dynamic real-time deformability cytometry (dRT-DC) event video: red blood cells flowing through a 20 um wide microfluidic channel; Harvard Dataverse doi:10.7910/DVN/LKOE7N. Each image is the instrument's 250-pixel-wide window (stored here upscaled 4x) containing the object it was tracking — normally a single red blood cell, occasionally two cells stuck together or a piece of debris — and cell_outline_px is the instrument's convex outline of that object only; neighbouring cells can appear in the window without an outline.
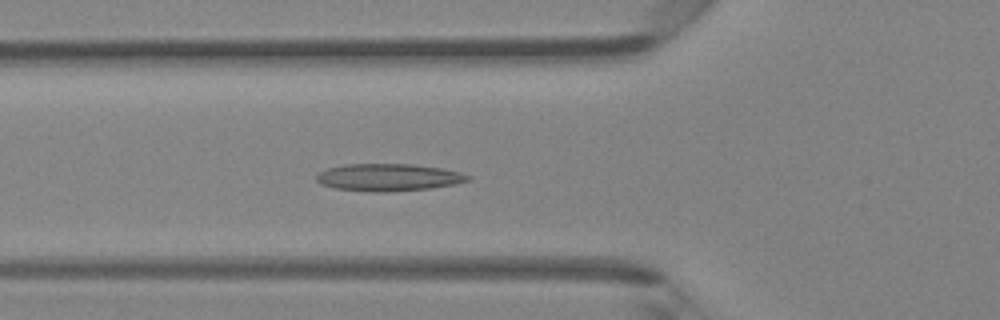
{"species": "Egyptian fruit bat (a non-hibernating species)", "species_latin": "Rousettus aegyptiacus", "temperature_condition": "room temperature", "stored_images_in_passage": 48, "camera_frame_rate_fps": 3000, "um_per_image_px": 0.085, "animal": {"sex": "female"}, "frame": {"image": 1, "passage_image": 17, "time_ms": 5.333, "image_size_px": [1000, 320], "cell_outline_px": [[472, 176], [468, 180], [456, 184], [428, 188], [384, 192], [372, 192], [336, 188], [320, 184], [316, 180], [316, 176], [320, 172], [328, 168], [344, 164], [412, 164], [440, 168], [460, 172]], "centroid_in_image_um": [33.0, 15.07], "position_along_channel_um": 92.8, "area_um2": 23.93}}
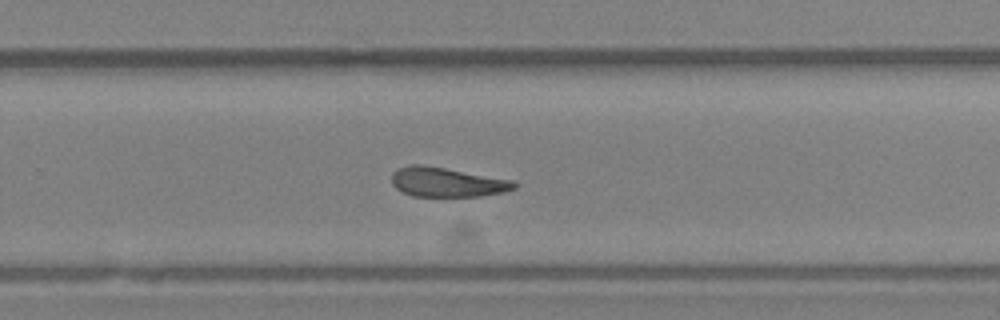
{"frame": {"image": 2, "passage_image": 31, "time_ms": 10.0, "image_size_px": [1000, 320], "cell_outline_px": [[520, 184], [516, 188], [504, 192], [480, 196], [412, 196], [396, 188], [392, 184], [392, 172], [396, 168], [412, 164], [424, 164], [516, 180]], "centroid_in_image_um": [38.04, 15.47], "position_along_channel_um": 291.8, "area_um2": 21.44}}
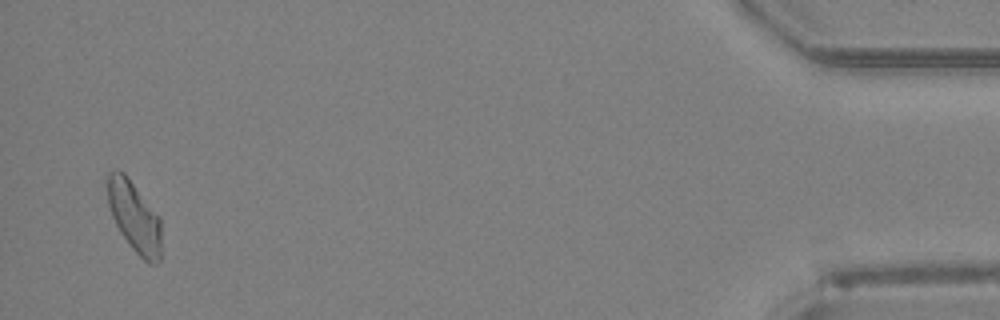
{"frame": {"image": 3, "passage_image": 46, "time_ms": 15.0, "image_size_px": [1000, 320], "cell_outline_px": [[160, 260], [156, 264], [148, 264], [132, 248], [120, 232], [112, 216], [108, 204], [108, 172], [116, 168], [124, 172], [160, 216]], "centroid_in_image_um": [11.42, 18.41], "position_along_channel_um": 423.8, "area_um2": 22.14}, "authors_computed_cell_mechanics": {"area_um2": 22.542, "velocity_mm_per_s": 4.2725, "shape_relaxation_time_tau1_ms": null, "shape_relaxation_time_tau2_ms": 2.5855, "deformation_change_tau1": null, "deformation_change_tau2": 0.1155}}